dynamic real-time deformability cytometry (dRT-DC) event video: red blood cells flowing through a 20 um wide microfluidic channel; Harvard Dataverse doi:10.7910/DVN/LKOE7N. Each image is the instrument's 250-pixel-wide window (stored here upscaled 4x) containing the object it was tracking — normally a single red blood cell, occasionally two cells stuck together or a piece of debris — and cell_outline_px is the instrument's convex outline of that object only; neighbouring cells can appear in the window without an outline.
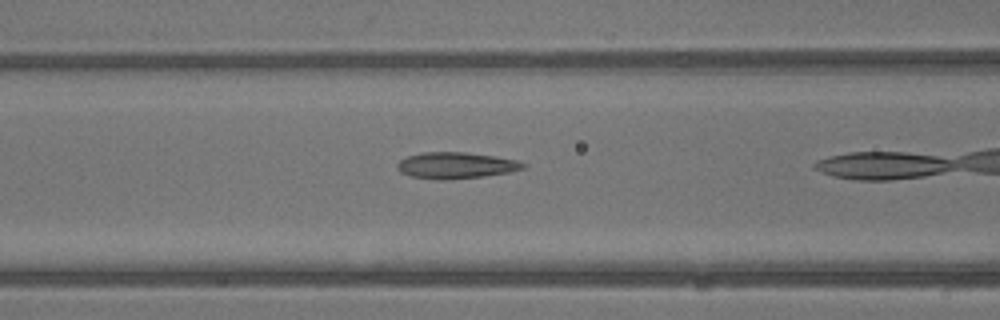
{"species": "common noctule bat (a hibernating species)", "species_latin": "Nyctalus noctula", "temperature_condition": "warm", "stored_images_in_passage": 22, "camera_frame_rate_fps": 3000, "um_per_image_px": 0.085, "animal": {"sex": "male", "body_mass_g": 13.3}, "frame": {"image": 1, "passage_image": 13, "time_ms": 4.0, "image_size_px": [1000, 320], "cell_outline_px": [[528, 164], [524, 168], [508, 172], [484, 176], [452, 180], [436, 180], [412, 176], [400, 172], [396, 168], [396, 164], [400, 160], [408, 156], [424, 152], [464, 152], [496, 156], [516, 160]], "centroid_in_image_um": [38.74, 14.06], "position_along_channel_um": 127.9, "area_um2": 19.42}}
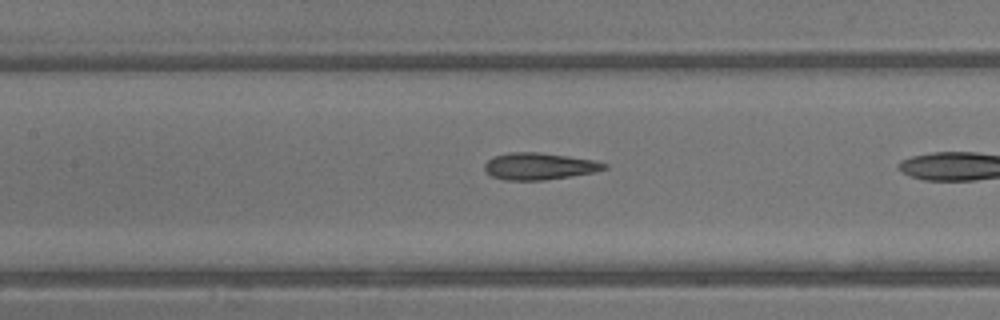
{"frame": {"image": 2, "passage_image": 15, "time_ms": 4.667, "image_size_px": [1000, 320], "cell_outline_px": [[608, 168], [596, 172], [544, 180], [504, 180], [492, 176], [484, 172], [484, 164], [492, 156], [508, 152], [540, 152], [596, 160], [608, 164]], "centroid_in_image_um": [45.83, 14.12], "position_along_channel_um": 161.6, "area_um2": 19.02}}
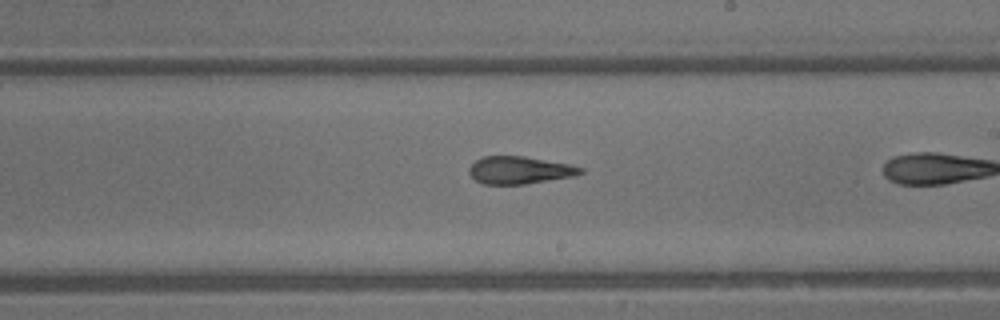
{"frame": {"image": 3, "passage_image": 20, "time_ms": 6.333, "image_size_px": [1000, 320], "cell_outline_px": [[584, 172], [576, 176], [524, 184], [484, 184], [476, 180], [468, 172], [468, 168], [476, 160], [484, 156], [524, 156], [572, 164], [584, 168]], "centroid_in_image_um": [44.21, 14.46], "position_along_channel_um": 244.8, "area_um2": 17.98}}